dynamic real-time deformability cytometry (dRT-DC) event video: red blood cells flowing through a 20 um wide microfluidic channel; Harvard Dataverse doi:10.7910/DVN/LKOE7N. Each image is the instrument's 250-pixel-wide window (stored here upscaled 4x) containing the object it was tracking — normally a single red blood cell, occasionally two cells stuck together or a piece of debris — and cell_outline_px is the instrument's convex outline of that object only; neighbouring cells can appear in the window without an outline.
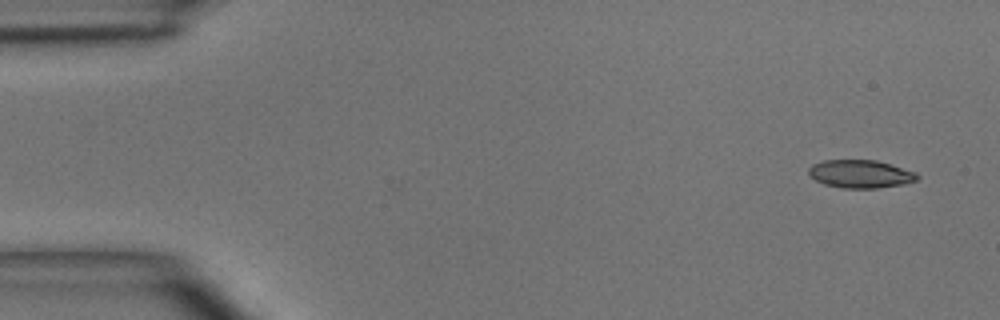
{"species": "common noctule bat (a hibernating species)", "species_latin": "Nyctalus noctula", "temperature_condition": "room temperature", "stored_images_in_passage": 5, "segment_of_instrument_passage": [1, 2], "camera_frame_rate_fps": 3000, "um_per_image_px": 0.085, "animal": {"sex": "male", "body_mass_g": 15.6}, "frame": {"image": 1, "passage_image": 1, "time_ms": 0.0, "image_size_px": [1000, 320], "cell_outline_px": [[920, 176], [916, 180], [904, 184], [876, 188], [840, 188], [824, 184], [816, 180], [808, 172], [808, 168], [812, 164], [824, 160], [876, 160], [916, 172]], "centroid_in_image_um": [73.13, 14.78], "position_along_channel_um": 11.9, "area_um2": 17.69}}
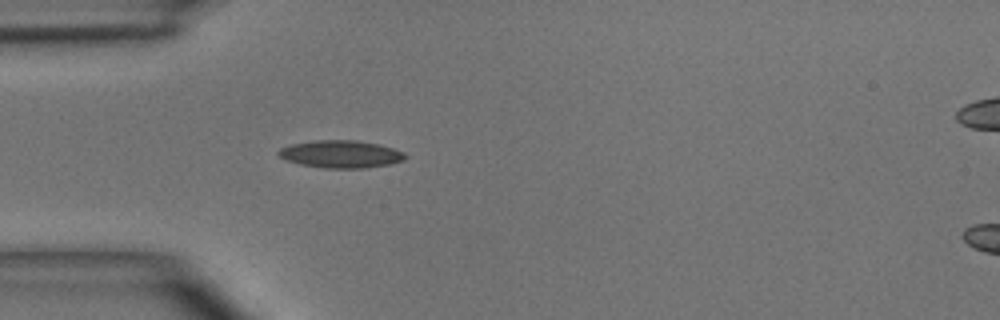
{"frame": {"image": 2, "passage_image": 4, "time_ms": 3.667, "image_size_px": [1000, 320], "cell_outline_px": [[408, 156], [404, 160], [392, 164], [364, 168], [324, 168], [300, 164], [284, 160], [276, 152], [280, 148], [292, 144], [316, 140], [356, 140], [376, 144], [392, 148], [404, 152]], "centroid_in_image_um": [28.97, 13.11], "position_along_channel_um": 56.0, "area_um2": 20.35}}